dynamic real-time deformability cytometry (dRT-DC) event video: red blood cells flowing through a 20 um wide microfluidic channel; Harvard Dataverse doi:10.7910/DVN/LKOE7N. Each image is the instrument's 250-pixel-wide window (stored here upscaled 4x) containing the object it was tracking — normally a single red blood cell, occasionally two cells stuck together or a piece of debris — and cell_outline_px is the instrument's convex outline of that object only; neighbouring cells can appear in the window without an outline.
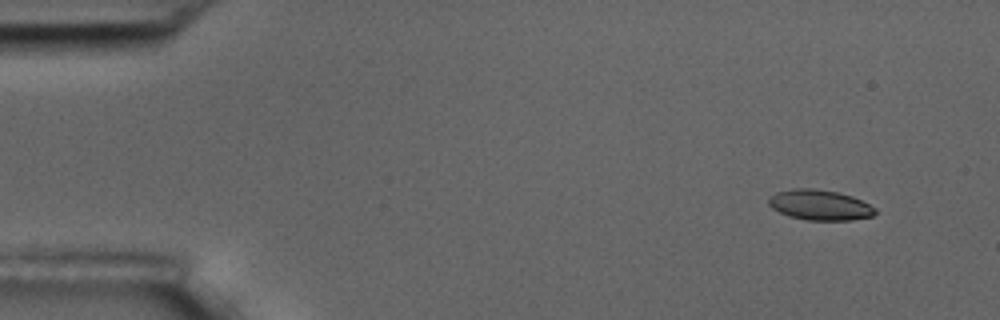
{"species": "common noctule bat (a hibernating species)", "species_latin": "Nyctalus noctula", "temperature_condition": "room temperature", "stored_images_in_passage": 10, "camera_frame_rate_fps": 3000, "um_per_image_px": 0.085, "animal": {"sex": "male", "body_mass_g": 17.5, "forearm_length_mm": 52.3}, "frame": {"image": 1, "passage_image": 2, "time_ms": 1.333, "image_size_px": [1000, 320], "cell_outline_px": [[876, 212], [872, 216], [852, 220], [808, 220], [788, 216], [772, 208], [768, 204], [768, 196], [776, 192], [792, 188], [812, 188], [836, 192], [852, 196], [876, 208]], "centroid_in_image_um": [69.65, 17.42], "position_along_channel_um": 15.4, "area_um2": 18.84}}
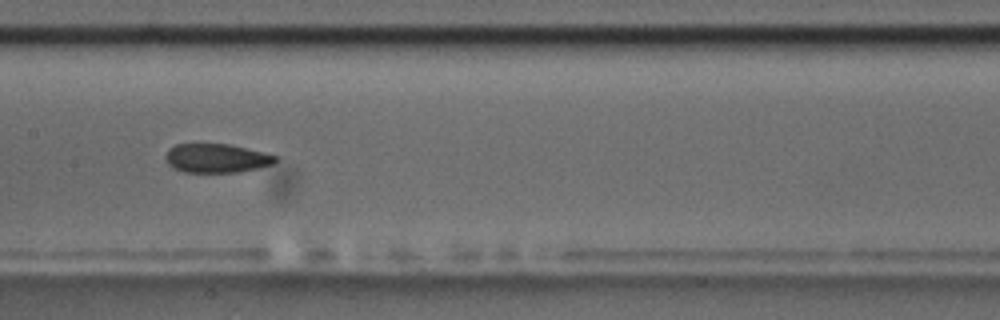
{"frame": {"image": 2, "passage_image": 9, "time_ms": 9.333, "image_size_px": [1000, 320], "cell_outline_px": [[276, 160], [272, 164], [240, 172], [184, 172], [172, 168], [164, 160], [164, 156], [168, 148], [176, 144], [228, 144], [264, 152], [276, 156]], "centroid_in_image_um": [18.33, 13.45], "position_along_channel_um": 189.1, "area_um2": 18.55}}
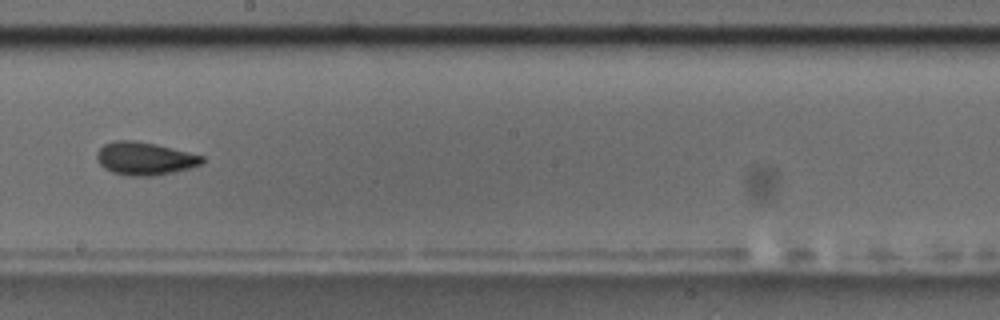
{"frame": {"image": 3, "passage_image": 10, "time_ms": 10.667, "image_size_px": [1000, 320], "cell_outline_px": [[204, 164], [192, 168], [152, 176], [128, 176], [112, 172], [104, 168], [96, 160], [96, 152], [104, 144], [112, 140], [136, 140], [156, 144], [204, 156]], "centroid_in_image_um": [12.29, 13.47], "position_along_channel_um": 235.9, "area_um2": 20.46}}